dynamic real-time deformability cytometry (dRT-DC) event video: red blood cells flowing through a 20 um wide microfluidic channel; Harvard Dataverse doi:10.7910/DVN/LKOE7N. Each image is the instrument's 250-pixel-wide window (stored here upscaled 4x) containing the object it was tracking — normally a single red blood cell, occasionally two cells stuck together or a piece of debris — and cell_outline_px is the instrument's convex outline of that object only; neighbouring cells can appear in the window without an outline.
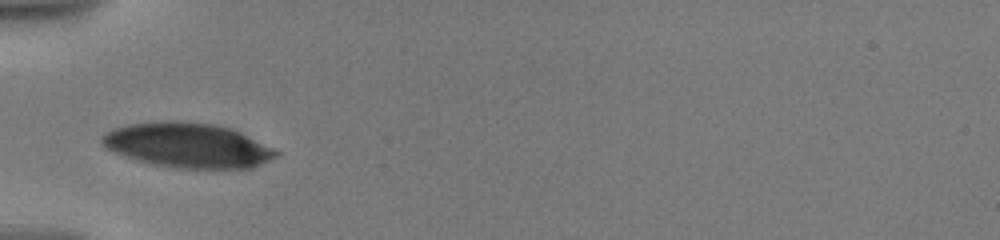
{"species": "human", "species_latin": "Homo sapiens", "temperature_condition": "warm", "stored_images_in_passage": 13, "camera_frame_rate_fps": 3000, "um_per_image_px": 0.085, "donor": {"sex": "male"}, "frame": {"image": 1, "passage_image": 5, "time_ms": 3.333, "image_size_px": [1000, 240], "cell_outline_px": [[280, 152], [276, 156], [252, 168], [176, 168], [152, 164], [116, 152], [108, 148], [100, 140], [100, 136], [104, 132], [112, 128], [128, 124], [164, 120], [180, 120], [216, 124], [232, 128]], "centroid_in_image_um": [15.93, 12.32], "position_along_channel_um": 69.1, "area_um2": 45.26}}
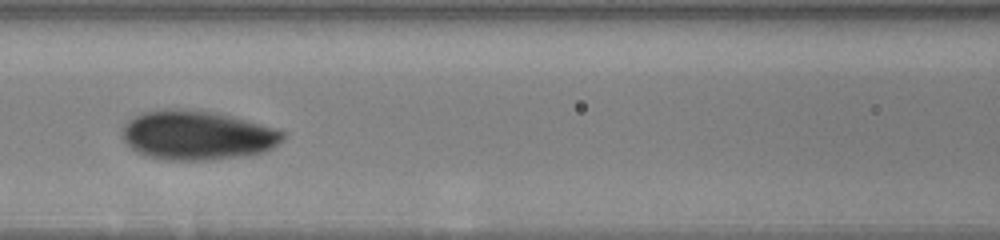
{"frame": {"image": 2, "passage_image": 7, "time_ms": 5.667, "image_size_px": [1000, 240], "cell_outline_px": [[284, 140], [272, 148], [264, 152], [244, 156], [212, 160], [168, 160], [148, 156], [136, 152], [120, 136], [124, 124], [128, 120], [144, 112], [180, 108], [184, 108], [216, 112], [280, 128], [284, 132]], "centroid_in_image_um": [16.81, 11.5], "position_along_channel_um": 149.8, "area_um2": 46.53}}
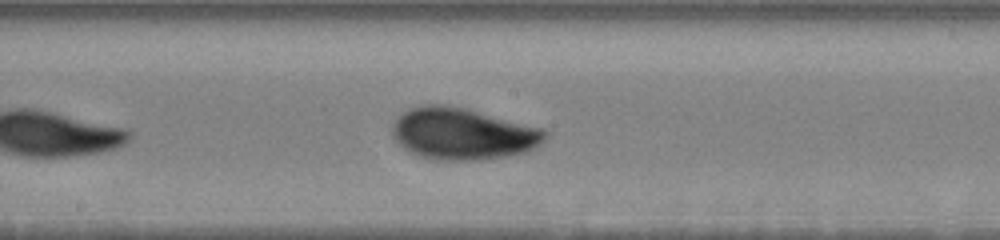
{"frame": {"image": 3, "passage_image": 10, "time_ms": 7.333, "image_size_px": [1000, 240], "cell_outline_px": [[548, 136], [536, 148], [528, 152], [508, 156], [480, 160], [440, 160], [408, 152], [392, 136], [392, 124], [408, 108], [420, 104], [448, 104], [468, 108], [548, 128]], "centroid_in_image_um": [39.41, 11.34], "position_along_channel_um": 208.8, "area_um2": 46.99}}